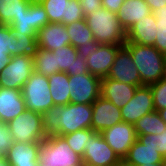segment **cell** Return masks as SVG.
Instances as JSON below:
<instances>
[{"label": "cell", "mask_w": 166, "mask_h": 166, "mask_svg": "<svg viewBox=\"0 0 166 166\" xmlns=\"http://www.w3.org/2000/svg\"><path fill=\"white\" fill-rule=\"evenodd\" d=\"M152 13L145 0H125L117 12L118 19L127 32L131 26Z\"/></svg>", "instance_id": "603a6c76"}, {"label": "cell", "mask_w": 166, "mask_h": 166, "mask_svg": "<svg viewBox=\"0 0 166 166\" xmlns=\"http://www.w3.org/2000/svg\"><path fill=\"white\" fill-rule=\"evenodd\" d=\"M163 78L166 79V61H165V66H164V75Z\"/></svg>", "instance_id": "bcb514c9"}, {"label": "cell", "mask_w": 166, "mask_h": 166, "mask_svg": "<svg viewBox=\"0 0 166 166\" xmlns=\"http://www.w3.org/2000/svg\"><path fill=\"white\" fill-rule=\"evenodd\" d=\"M84 17L102 7L101 0H80Z\"/></svg>", "instance_id": "8d00e7d4"}, {"label": "cell", "mask_w": 166, "mask_h": 166, "mask_svg": "<svg viewBox=\"0 0 166 166\" xmlns=\"http://www.w3.org/2000/svg\"><path fill=\"white\" fill-rule=\"evenodd\" d=\"M124 1L125 0H101V3L104 9L117 14Z\"/></svg>", "instance_id": "74e56055"}, {"label": "cell", "mask_w": 166, "mask_h": 166, "mask_svg": "<svg viewBox=\"0 0 166 166\" xmlns=\"http://www.w3.org/2000/svg\"><path fill=\"white\" fill-rule=\"evenodd\" d=\"M25 111L21 90L0 87V122L8 123Z\"/></svg>", "instance_id": "ffe728a7"}, {"label": "cell", "mask_w": 166, "mask_h": 166, "mask_svg": "<svg viewBox=\"0 0 166 166\" xmlns=\"http://www.w3.org/2000/svg\"><path fill=\"white\" fill-rule=\"evenodd\" d=\"M30 5L28 0H0V25H10Z\"/></svg>", "instance_id": "f1b7e54d"}, {"label": "cell", "mask_w": 166, "mask_h": 166, "mask_svg": "<svg viewBox=\"0 0 166 166\" xmlns=\"http://www.w3.org/2000/svg\"><path fill=\"white\" fill-rule=\"evenodd\" d=\"M34 72L33 58L26 55L11 56L0 72V87L22 90L23 85Z\"/></svg>", "instance_id": "52a82bcc"}, {"label": "cell", "mask_w": 166, "mask_h": 166, "mask_svg": "<svg viewBox=\"0 0 166 166\" xmlns=\"http://www.w3.org/2000/svg\"><path fill=\"white\" fill-rule=\"evenodd\" d=\"M44 7L49 23L64 25L85 19L80 0H44Z\"/></svg>", "instance_id": "7c38bea8"}, {"label": "cell", "mask_w": 166, "mask_h": 166, "mask_svg": "<svg viewBox=\"0 0 166 166\" xmlns=\"http://www.w3.org/2000/svg\"><path fill=\"white\" fill-rule=\"evenodd\" d=\"M164 157L150 145H143L137 139L128 150L123 161L129 166H140L143 164L150 165L154 163H162Z\"/></svg>", "instance_id": "cb8c5ba5"}, {"label": "cell", "mask_w": 166, "mask_h": 166, "mask_svg": "<svg viewBox=\"0 0 166 166\" xmlns=\"http://www.w3.org/2000/svg\"><path fill=\"white\" fill-rule=\"evenodd\" d=\"M160 115V117L162 118V120L166 123V109H161L159 111H157Z\"/></svg>", "instance_id": "b9f144b4"}, {"label": "cell", "mask_w": 166, "mask_h": 166, "mask_svg": "<svg viewBox=\"0 0 166 166\" xmlns=\"http://www.w3.org/2000/svg\"><path fill=\"white\" fill-rule=\"evenodd\" d=\"M34 72L49 77L54 73L60 72L56 66L55 54L50 50L38 48L33 57Z\"/></svg>", "instance_id": "83f0119b"}, {"label": "cell", "mask_w": 166, "mask_h": 166, "mask_svg": "<svg viewBox=\"0 0 166 166\" xmlns=\"http://www.w3.org/2000/svg\"><path fill=\"white\" fill-rule=\"evenodd\" d=\"M55 54L56 66L60 72L68 75L89 73L84 53H80L74 46L66 45L52 51Z\"/></svg>", "instance_id": "e0dca14e"}, {"label": "cell", "mask_w": 166, "mask_h": 166, "mask_svg": "<svg viewBox=\"0 0 166 166\" xmlns=\"http://www.w3.org/2000/svg\"><path fill=\"white\" fill-rule=\"evenodd\" d=\"M140 166H162V163H154V164H150V165L143 164Z\"/></svg>", "instance_id": "f6af8a7d"}, {"label": "cell", "mask_w": 166, "mask_h": 166, "mask_svg": "<svg viewBox=\"0 0 166 166\" xmlns=\"http://www.w3.org/2000/svg\"><path fill=\"white\" fill-rule=\"evenodd\" d=\"M49 23L44 7L30 3L18 17H14L11 27L13 35H37V32Z\"/></svg>", "instance_id": "8fae6325"}, {"label": "cell", "mask_w": 166, "mask_h": 166, "mask_svg": "<svg viewBox=\"0 0 166 166\" xmlns=\"http://www.w3.org/2000/svg\"><path fill=\"white\" fill-rule=\"evenodd\" d=\"M92 113V104L54 105L42 114L43 130L46 136H62L91 129Z\"/></svg>", "instance_id": "6da1fadb"}, {"label": "cell", "mask_w": 166, "mask_h": 166, "mask_svg": "<svg viewBox=\"0 0 166 166\" xmlns=\"http://www.w3.org/2000/svg\"><path fill=\"white\" fill-rule=\"evenodd\" d=\"M92 110L91 129L95 132L101 133L123 121L120 109L102 96L92 104Z\"/></svg>", "instance_id": "2e32d148"}, {"label": "cell", "mask_w": 166, "mask_h": 166, "mask_svg": "<svg viewBox=\"0 0 166 166\" xmlns=\"http://www.w3.org/2000/svg\"><path fill=\"white\" fill-rule=\"evenodd\" d=\"M49 90L51 91L54 105L64 106L70 103V89L68 74L58 72L48 77Z\"/></svg>", "instance_id": "484cf974"}, {"label": "cell", "mask_w": 166, "mask_h": 166, "mask_svg": "<svg viewBox=\"0 0 166 166\" xmlns=\"http://www.w3.org/2000/svg\"><path fill=\"white\" fill-rule=\"evenodd\" d=\"M121 45L97 44L84 52L89 73L100 78L107 77Z\"/></svg>", "instance_id": "30bf717a"}, {"label": "cell", "mask_w": 166, "mask_h": 166, "mask_svg": "<svg viewBox=\"0 0 166 166\" xmlns=\"http://www.w3.org/2000/svg\"><path fill=\"white\" fill-rule=\"evenodd\" d=\"M101 134L121 160H123L130 147L137 140L134 125L123 121L105 129Z\"/></svg>", "instance_id": "4fadbf2b"}, {"label": "cell", "mask_w": 166, "mask_h": 166, "mask_svg": "<svg viewBox=\"0 0 166 166\" xmlns=\"http://www.w3.org/2000/svg\"><path fill=\"white\" fill-rule=\"evenodd\" d=\"M113 166H129V165L126 164L123 160H121L118 164L113 165Z\"/></svg>", "instance_id": "ee69618b"}, {"label": "cell", "mask_w": 166, "mask_h": 166, "mask_svg": "<svg viewBox=\"0 0 166 166\" xmlns=\"http://www.w3.org/2000/svg\"><path fill=\"white\" fill-rule=\"evenodd\" d=\"M97 44H114L124 46L126 31L116 13L103 7L85 17Z\"/></svg>", "instance_id": "3957f363"}, {"label": "cell", "mask_w": 166, "mask_h": 166, "mask_svg": "<svg viewBox=\"0 0 166 166\" xmlns=\"http://www.w3.org/2000/svg\"><path fill=\"white\" fill-rule=\"evenodd\" d=\"M162 166H166V157L164 158V160L162 162Z\"/></svg>", "instance_id": "7dc6e473"}, {"label": "cell", "mask_w": 166, "mask_h": 166, "mask_svg": "<svg viewBox=\"0 0 166 166\" xmlns=\"http://www.w3.org/2000/svg\"><path fill=\"white\" fill-rule=\"evenodd\" d=\"M37 35H14V56L34 57L38 50Z\"/></svg>", "instance_id": "4dcf8cb0"}, {"label": "cell", "mask_w": 166, "mask_h": 166, "mask_svg": "<svg viewBox=\"0 0 166 166\" xmlns=\"http://www.w3.org/2000/svg\"><path fill=\"white\" fill-rule=\"evenodd\" d=\"M138 86L119 82L108 77L101 78V94L119 109L123 108L134 96Z\"/></svg>", "instance_id": "ac0fdd59"}, {"label": "cell", "mask_w": 166, "mask_h": 166, "mask_svg": "<svg viewBox=\"0 0 166 166\" xmlns=\"http://www.w3.org/2000/svg\"><path fill=\"white\" fill-rule=\"evenodd\" d=\"M13 143V136L7 123L0 122V156H4Z\"/></svg>", "instance_id": "e575fe53"}, {"label": "cell", "mask_w": 166, "mask_h": 166, "mask_svg": "<svg viewBox=\"0 0 166 166\" xmlns=\"http://www.w3.org/2000/svg\"><path fill=\"white\" fill-rule=\"evenodd\" d=\"M39 48L54 51L66 45H70V38L63 23H48L37 32Z\"/></svg>", "instance_id": "d6986e66"}, {"label": "cell", "mask_w": 166, "mask_h": 166, "mask_svg": "<svg viewBox=\"0 0 166 166\" xmlns=\"http://www.w3.org/2000/svg\"><path fill=\"white\" fill-rule=\"evenodd\" d=\"M152 13L156 18V22H166V5L153 10Z\"/></svg>", "instance_id": "f35d334b"}, {"label": "cell", "mask_w": 166, "mask_h": 166, "mask_svg": "<svg viewBox=\"0 0 166 166\" xmlns=\"http://www.w3.org/2000/svg\"><path fill=\"white\" fill-rule=\"evenodd\" d=\"M149 86L153 95L155 111L166 109V79L162 78Z\"/></svg>", "instance_id": "d6a6232c"}, {"label": "cell", "mask_w": 166, "mask_h": 166, "mask_svg": "<svg viewBox=\"0 0 166 166\" xmlns=\"http://www.w3.org/2000/svg\"><path fill=\"white\" fill-rule=\"evenodd\" d=\"M14 142L40 143L47 137L43 130L42 114L26 110L7 123Z\"/></svg>", "instance_id": "8992f818"}, {"label": "cell", "mask_w": 166, "mask_h": 166, "mask_svg": "<svg viewBox=\"0 0 166 166\" xmlns=\"http://www.w3.org/2000/svg\"><path fill=\"white\" fill-rule=\"evenodd\" d=\"M145 1L148 3L151 11L159 9L162 6L166 5V0H145Z\"/></svg>", "instance_id": "ab89813d"}, {"label": "cell", "mask_w": 166, "mask_h": 166, "mask_svg": "<svg viewBox=\"0 0 166 166\" xmlns=\"http://www.w3.org/2000/svg\"><path fill=\"white\" fill-rule=\"evenodd\" d=\"M48 77L33 72L22 87L26 110L43 114L54 106Z\"/></svg>", "instance_id": "5b68a950"}, {"label": "cell", "mask_w": 166, "mask_h": 166, "mask_svg": "<svg viewBox=\"0 0 166 166\" xmlns=\"http://www.w3.org/2000/svg\"><path fill=\"white\" fill-rule=\"evenodd\" d=\"M14 56V35L9 25H0V72Z\"/></svg>", "instance_id": "f546056e"}, {"label": "cell", "mask_w": 166, "mask_h": 166, "mask_svg": "<svg viewBox=\"0 0 166 166\" xmlns=\"http://www.w3.org/2000/svg\"><path fill=\"white\" fill-rule=\"evenodd\" d=\"M120 161L121 159L107 144L103 135L94 131L82 156L83 164L85 166H113Z\"/></svg>", "instance_id": "9c48e42d"}, {"label": "cell", "mask_w": 166, "mask_h": 166, "mask_svg": "<svg viewBox=\"0 0 166 166\" xmlns=\"http://www.w3.org/2000/svg\"><path fill=\"white\" fill-rule=\"evenodd\" d=\"M28 1L33 4H41L44 0H28Z\"/></svg>", "instance_id": "7bdbcfd3"}, {"label": "cell", "mask_w": 166, "mask_h": 166, "mask_svg": "<svg viewBox=\"0 0 166 166\" xmlns=\"http://www.w3.org/2000/svg\"><path fill=\"white\" fill-rule=\"evenodd\" d=\"M39 166H85L62 136L50 135L40 142Z\"/></svg>", "instance_id": "277c9868"}, {"label": "cell", "mask_w": 166, "mask_h": 166, "mask_svg": "<svg viewBox=\"0 0 166 166\" xmlns=\"http://www.w3.org/2000/svg\"><path fill=\"white\" fill-rule=\"evenodd\" d=\"M40 143L14 142L4 155L11 166H39Z\"/></svg>", "instance_id": "44dd1931"}, {"label": "cell", "mask_w": 166, "mask_h": 166, "mask_svg": "<svg viewBox=\"0 0 166 166\" xmlns=\"http://www.w3.org/2000/svg\"><path fill=\"white\" fill-rule=\"evenodd\" d=\"M120 111L123 122L133 125L144 115L155 111L150 86L137 87L133 98Z\"/></svg>", "instance_id": "5bb4252c"}, {"label": "cell", "mask_w": 166, "mask_h": 166, "mask_svg": "<svg viewBox=\"0 0 166 166\" xmlns=\"http://www.w3.org/2000/svg\"><path fill=\"white\" fill-rule=\"evenodd\" d=\"M94 131L92 129H82L67 135H62L70 148L79 156H83L87 149L88 140Z\"/></svg>", "instance_id": "1f68e13d"}, {"label": "cell", "mask_w": 166, "mask_h": 166, "mask_svg": "<svg viewBox=\"0 0 166 166\" xmlns=\"http://www.w3.org/2000/svg\"><path fill=\"white\" fill-rule=\"evenodd\" d=\"M134 129L137 136L158 135L166 129V123L162 120L157 111L141 117L135 124Z\"/></svg>", "instance_id": "4316f807"}, {"label": "cell", "mask_w": 166, "mask_h": 166, "mask_svg": "<svg viewBox=\"0 0 166 166\" xmlns=\"http://www.w3.org/2000/svg\"><path fill=\"white\" fill-rule=\"evenodd\" d=\"M70 38V44L84 53L89 48L97 45L91 29L86 23V19L65 25Z\"/></svg>", "instance_id": "d4e9b609"}, {"label": "cell", "mask_w": 166, "mask_h": 166, "mask_svg": "<svg viewBox=\"0 0 166 166\" xmlns=\"http://www.w3.org/2000/svg\"><path fill=\"white\" fill-rule=\"evenodd\" d=\"M156 18L151 13L136 22L126 32V43L154 46L156 39Z\"/></svg>", "instance_id": "7402d4cb"}, {"label": "cell", "mask_w": 166, "mask_h": 166, "mask_svg": "<svg viewBox=\"0 0 166 166\" xmlns=\"http://www.w3.org/2000/svg\"><path fill=\"white\" fill-rule=\"evenodd\" d=\"M0 166H11L5 156H0Z\"/></svg>", "instance_id": "60d3db41"}, {"label": "cell", "mask_w": 166, "mask_h": 166, "mask_svg": "<svg viewBox=\"0 0 166 166\" xmlns=\"http://www.w3.org/2000/svg\"><path fill=\"white\" fill-rule=\"evenodd\" d=\"M156 39L154 47L166 55V22H156Z\"/></svg>", "instance_id": "d590c367"}, {"label": "cell", "mask_w": 166, "mask_h": 166, "mask_svg": "<svg viewBox=\"0 0 166 166\" xmlns=\"http://www.w3.org/2000/svg\"><path fill=\"white\" fill-rule=\"evenodd\" d=\"M70 103L93 104L101 94V78L91 73L68 75Z\"/></svg>", "instance_id": "ba28073f"}, {"label": "cell", "mask_w": 166, "mask_h": 166, "mask_svg": "<svg viewBox=\"0 0 166 166\" xmlns=\"http://www.w3.org/2000/svg\"><path fill=\"white\" fill-rule=\"evenodd\" d=\"M124 46L130 51L139 71L142 86H149L163 78L166 55L154 46L136 43H125Z\"/></svg>", "instance_id": "7a4b0ae2"}, {"label": "cell", "mask_w": 166, "mask_h": 166, "mask_svg": "<svg viewBox=\"0 0 166 166\" xmlns=\"http://www.w3.org/2000/svg\"><path fill=\"white\" fill-rule=\"evenodd\" d=\"M139 142L143 145H150L157 150L162 156L166 157V129L158 135L137 136Z\"/></svg>", "instance_id": "836d02e7"}, {"label": "cell", "mask_w": 166, "mask_h": 166, "mask_svg": "<svg viewBox=\"0 0 166 166\" xmlns=\"http://www.w3.org/2000/svg\"><path fill=\"white\" fill-rule=\"evenodd\" d=\"M107 77L122 83L142 86L139 71L133 62L130 51L125 46L118 50Z\"/></svg>", "instance_id": "9a60e30c"}]
</instances>
